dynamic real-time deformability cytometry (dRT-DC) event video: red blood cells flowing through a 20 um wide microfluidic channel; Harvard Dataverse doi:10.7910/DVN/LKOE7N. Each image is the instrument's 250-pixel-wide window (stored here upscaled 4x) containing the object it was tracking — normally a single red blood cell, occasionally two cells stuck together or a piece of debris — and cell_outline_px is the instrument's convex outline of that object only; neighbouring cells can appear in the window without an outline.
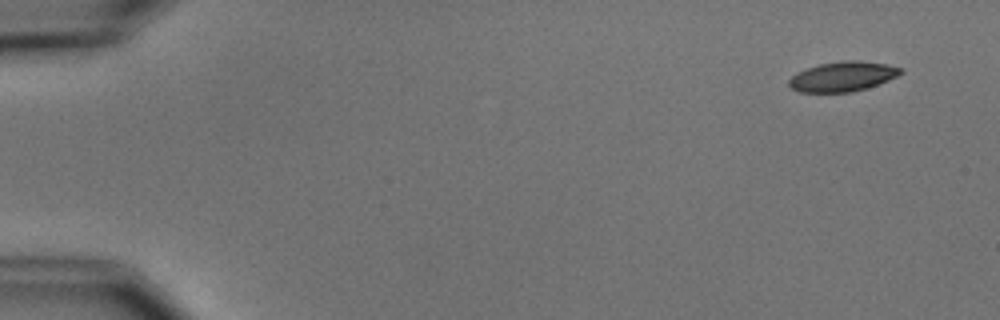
{"species": "common noctule bat (a hibernating species)", "species_latin": "Nyctalus noctula", "temperature_condition": "cold", "stored_images_in_passage": 6, "camera_frame_rate_fps": 3000, "um_per_image_px": 0.085, "animal": {"sex": "male", "body_mass_g": 15.6}, "frame": {"image": 1, "passage_image": 1, "time_ms": 0.0, "image_size_px": [1000, 320], "cell_outline_px": [[904, 72], [888, 80], [852, 92], [800, 92], [792, 88], [788, 84], [788, 80], [796, 72], [820, 64], [844, 60], [860, 60], [888, 64], [904, 68]], "centroid_in_image_um": [71.64, 6.49], "position_along_channel_um": 13.4, "area_um2": 19.36}}
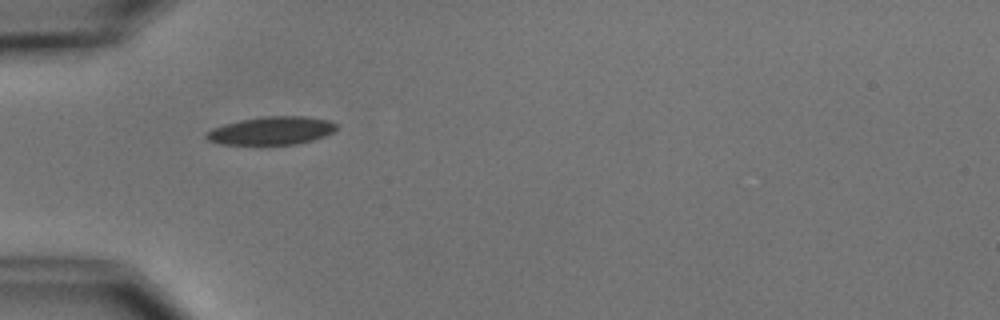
{"frame": {"image": 2, "passage_image": 5, "time_ms": 4.667, "image_size_px": [1000, 320], "cell_outline_px": [[336, 128], [332, 132], [324, 136], [312, 140], [296, 144], [224, 144], [208, 140], [204, 136], [204, 132], [212, 128], [224, 124], [240, 120], [264, 116], [304, 116], [328, 120], [336, 124]], "centroid_in_image_um": [23.04, 11.1], "position_along_channel_um": 62.0, "area_um2": 21.15}}